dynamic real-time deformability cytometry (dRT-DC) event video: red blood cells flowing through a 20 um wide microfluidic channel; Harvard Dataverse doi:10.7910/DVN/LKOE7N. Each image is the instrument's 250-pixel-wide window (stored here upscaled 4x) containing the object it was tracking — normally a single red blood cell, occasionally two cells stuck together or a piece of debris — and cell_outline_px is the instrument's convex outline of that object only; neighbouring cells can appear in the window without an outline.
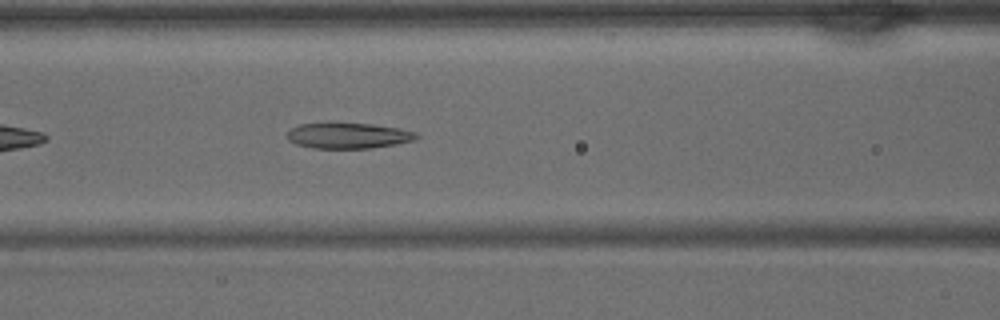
{"species": "common noctule bat (a hibernating species)", "species_latin": "Nyctalus noctula", "temperature_condition": "warm", "stored_images_in_passage": 31, "camera_frame_rate_fps": 3000, "um_per_image_px": 0.085, "animal": {"sex": "male", "body_mass_g": 15.6}, "frame": {"image": 1, "passage_image": 7, "time_ms": 2.0, "image_size_px": [1000, 320], "cell_outline_px": [[420, 136], [416, 140], [372, 148], [312, 148], [296, 144], [288, 140], [284, 136], [292, 128], [300, 124], [328, 120], [332, 120], [372, 124], [400, 128], [416, 132]], "centroid_in_image_um": [29.55, 11.48], "position_along_channel_um": 137.0, "area_um2": 20.29}}
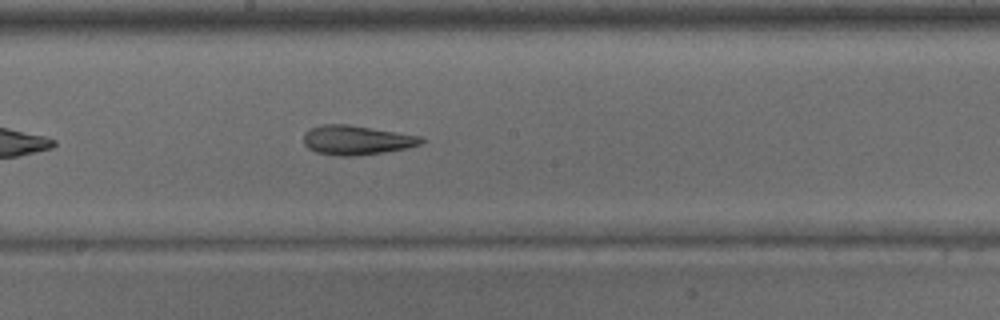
{"frame": {"image": 2, "passage_image": 12, "time_ms": 3.667, "image_size_px": [1000, 320], "cell_outline_px": [[424, 144], [408, 148], [360, 156], [340, 156], [316, 152], [308, 148], [304, 144], [304, 132], [320, 124], [348, 124], [420, 136], [424, 140]], "centroid_in_image_um": [30.31, 11.91], "position_along_channel_um": 217.9, "area_um2": 20.23}}
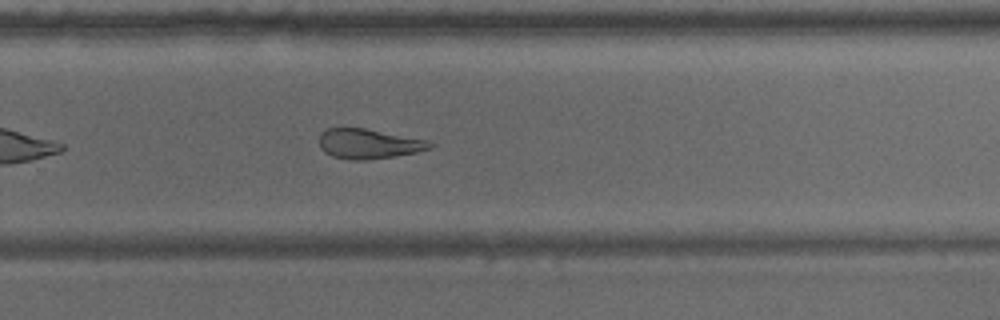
{"frame": {"image": 3, "passage_image": 17, "time_ms": 5.333, "image_size_px": [1000, 320], "cell_outline_px": [[436, 144], [432, 148], [416, 152], [368, 160], [348, 160], [332, 156], [324, 152], [320, 148], [320, 132], [328, 128], [364, 128], [428, 140]], "centroid_in_image_um": [31.33, 12.22], "position_along_channel_um": 298.5, "area_um2": 19.31}}